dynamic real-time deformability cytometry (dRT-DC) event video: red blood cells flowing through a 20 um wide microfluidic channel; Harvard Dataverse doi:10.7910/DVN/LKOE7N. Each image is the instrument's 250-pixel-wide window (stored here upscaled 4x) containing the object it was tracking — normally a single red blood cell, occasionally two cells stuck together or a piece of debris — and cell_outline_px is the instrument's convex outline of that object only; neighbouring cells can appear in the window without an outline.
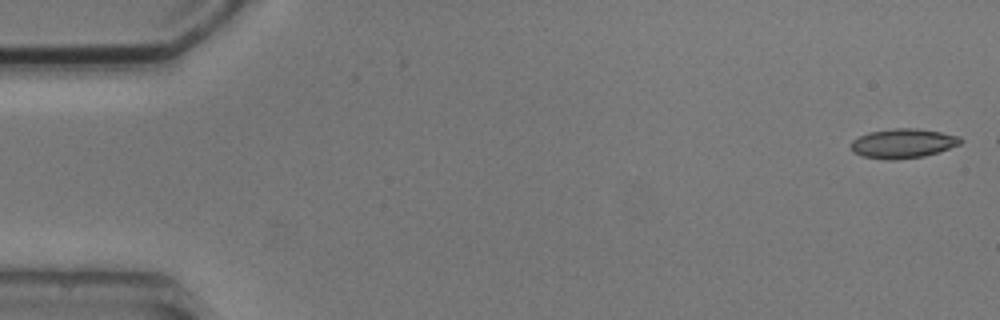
{"species": "common noctule bat (a hibernating species)", "species_latin": "Nyctalus noctula", "temperature_condition": "cold", "stored_images_in_passage": 2, "camera_frame_rate_fps": 3000, "um_per_image_px": 0.085, "animal": {"sex": "male", "body_mass_g": 20.5, "forearm_length_mm": 52.5}, "frame": {"image": 1, "passage_image": 1, "time_ms": 0.0, "image_size_px": [1000, 320], "cell_outline_px": [[964, 140], [960, 144], [924, 156], [896, 160], [888, 160], [860, 156], [852, 152], [852, 140], [868, 132], [896, 128], [916, 128], [940, 132], [960, 136]], "centroid_in_image_um": [76.74, 12.19], "position_along_channel_um": 8.3, "area_um2": 18.79}}